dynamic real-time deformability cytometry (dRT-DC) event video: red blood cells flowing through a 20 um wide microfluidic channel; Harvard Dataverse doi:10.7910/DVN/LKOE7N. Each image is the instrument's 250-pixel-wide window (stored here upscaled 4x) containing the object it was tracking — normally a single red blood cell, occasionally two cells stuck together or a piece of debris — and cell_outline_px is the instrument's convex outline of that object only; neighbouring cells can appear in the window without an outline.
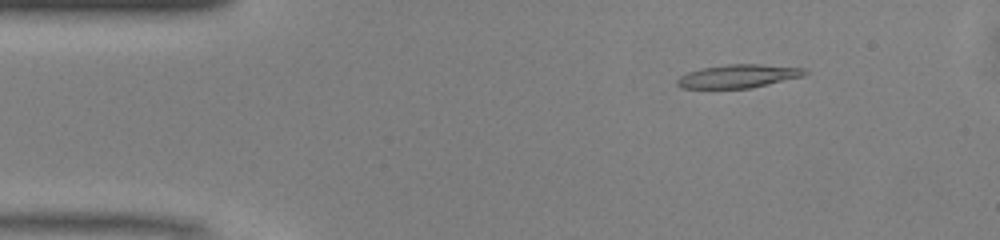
{"species": "common noctule bat (a hibernating species)", "species_latin": "Nyctalus noctula", "temperature_condition": "warm", "stored_images_in_passage": 48, "camera_frame_rate_fps": 3000, "um_per_image_px": 0.085, "animal": {"sex": "male", "body_mass_g": 13.0, "forearm_length_mm": 53.1}, "frame": {"image": 1, "passage_image": 6, "time_ms": 1.667, "image_size_px": [1000, 240], "cell_outline_px": [[808, 72], [804, 76], [752, 88], [680, 88], [676, 84], [676, 80], [680, 76], [688, 72], [700, 68], [728, 64], [760, 64], [804, 68]], "centroid_in_image_um": [62.75, 6.47], "position_along_channel_um": 22.3, "area_um2": 17.46}}
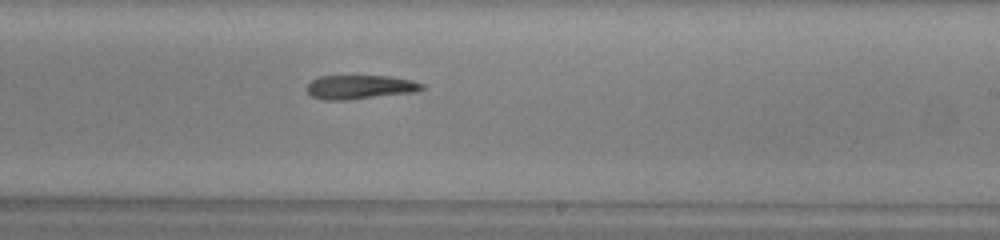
{"frame": {"image": 2, "passage_image": 28, "time_ms": 9.0, "image_size_px": [1000, 240], "cell_outline_px": [[424, 88], [416, 92], [344, 100], [324, 100], [312, 96], [308, 92], [308, 84], [312, 80], [320, 76], [388, 76], [412, 80], [424, 84]], "centroid_in_image_um": [30.62, 7.4], "position_along_channel_um": 258.4, "area_um2": 15.95}}
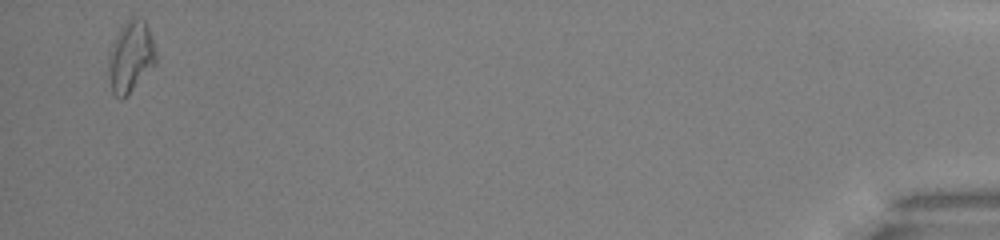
{"frame": {"image": 3, "passage_image": 47, "time_ms": 15.333, "image_size_px": [1000, 240], "cell_outline_px": [[156, 64], [128, 96], [120, 100], [112, 92], [108, 76], [108, 56], [112, 44], [120, 28], [128, 20], [136, 16], [144, 20], [152, 36], [156, 52]], "centroid_in_image_um": [11.11, 4.86], "position_along_channel_um": 424.1, "area_um2": 19.94}}